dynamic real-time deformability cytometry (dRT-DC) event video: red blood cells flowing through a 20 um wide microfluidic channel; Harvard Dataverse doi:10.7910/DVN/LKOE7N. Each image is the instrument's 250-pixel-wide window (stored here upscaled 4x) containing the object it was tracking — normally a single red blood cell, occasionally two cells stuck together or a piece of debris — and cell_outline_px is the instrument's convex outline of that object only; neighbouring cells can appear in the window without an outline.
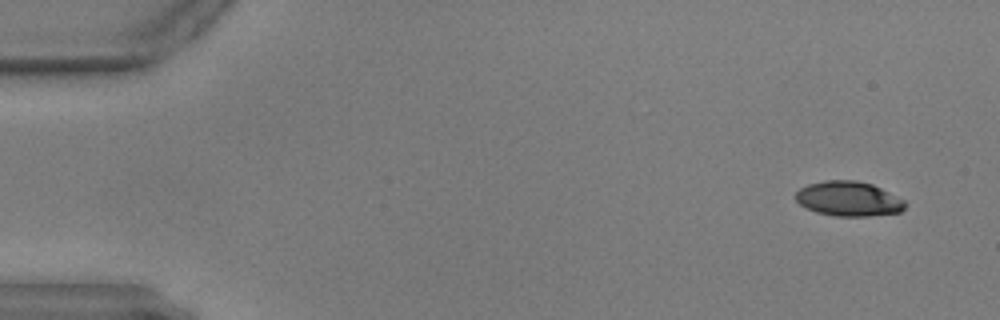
{"species": "common noctule bat (a hibernating species)", "species_latin": "Nyctalus noctula", "temperature_condition": "warm", "stored_images_in_passage": 55, "camera_frame_rate_fps": 3000, "um_per_image_px": 0.085, "animal": {"sex": "male", "body_mass_g": 17.9, "forearm_length_mm": 54.2}, "frame": {"image": 1, "passage_image": 1, "time_ms": 0.0, "image_size_px": [1000, 320], "cell_outline_px": [[908, 204], [900, 212], [868, 216], [832, 216], [816, 212], [800, 204], [796, 200], [796, 192], [800, 188], [808, 184], [824, 180], [856, 180], [872, 184], [904, 200]], "centroid_in_image_um": [72.12, 16.89], "position_along_channel_um": 12.9, "area_um2": 22.14}}
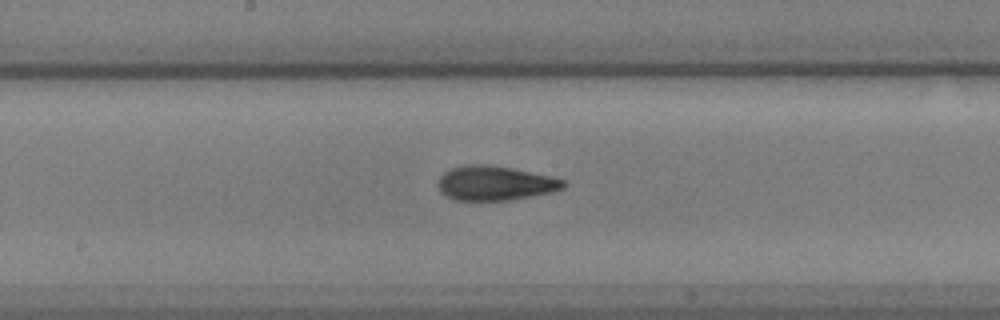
{"frame": {"image": 2, "passage_image": 28, "time_ms": 9.0, "image_size_px": [1000, 320], "cell_outline_px": [[568, 184], [564, 188], [552, 192], [512, 200], [452, 200], [444, 196], [440, 192], [436, 184], [440, 176], [444, 172], [452, 168], [468, 164], [488, 164], [512, 168], [548, 176], [564, 180]], "centroid_in_image_um": [42.04, 15.58], "position_along_channel_um": 206.2, "area_um2": 25.37}}
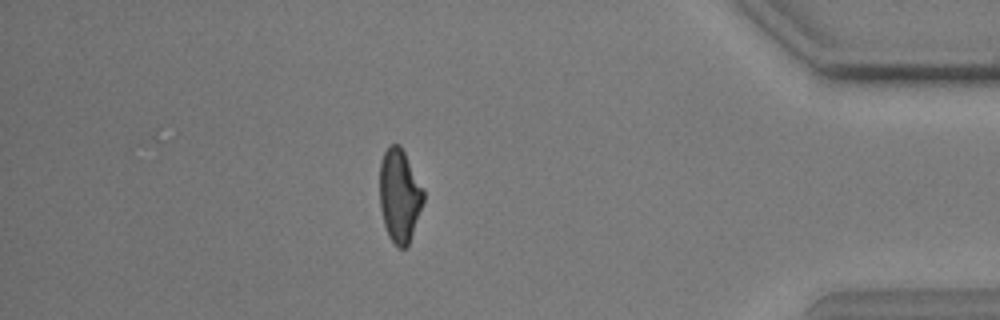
{"frame": {"image": 3, "passage_image": 48, "time_ms": 15.667, "image_size_px": [1000, 320], "cell_outline_px": [[424, 200], [408, 248], [396, 248], [388, 236], [384, 224], [380, 208], [380, 164], [384, 152], [392, 144], [400, 144], [424, 188]], "centroid_in_image_um": [33.97, 16.66], "position_along_channel_um": 401.2, "area_um2": 24.04}}